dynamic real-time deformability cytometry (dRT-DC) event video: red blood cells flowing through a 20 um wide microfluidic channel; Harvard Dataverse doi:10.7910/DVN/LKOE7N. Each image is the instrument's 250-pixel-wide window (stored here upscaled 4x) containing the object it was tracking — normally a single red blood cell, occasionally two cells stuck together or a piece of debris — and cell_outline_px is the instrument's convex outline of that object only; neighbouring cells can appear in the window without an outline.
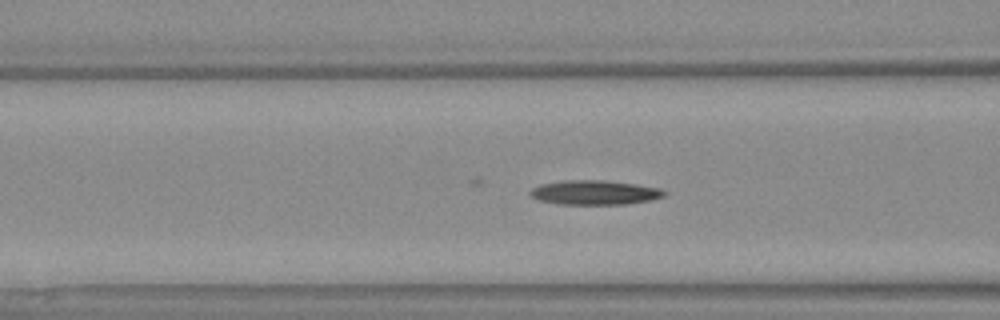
{"species": "Egyptian fruit bat (a non-hibernating species)", "species_latin": "Rousettus aegyptiacus", "temperature_condition": "warm", "stored_images_in_passage": 35, "camera_frame_rate_fps": 3000, "um_per_image_px": 0.085, "animal": {"sex": "female"}, "frame": {"image": 1, "passage_image": 5, "time_ms": 1.333, "image_size_px": [1000, 320], "cell_outline_px": [[668, 192], [664, 196], [652, 200], [628, 204], [560, 204], [540, 200], [532, 196], [528, 192], [532, 188], [540, 184], [564, 180], [608, 180], [636, 184], [660, 188]], "centroid_in_image_um": [50.58, 16.35], "position_along_channel_um": 116.0, "area_um2": 19.19}}